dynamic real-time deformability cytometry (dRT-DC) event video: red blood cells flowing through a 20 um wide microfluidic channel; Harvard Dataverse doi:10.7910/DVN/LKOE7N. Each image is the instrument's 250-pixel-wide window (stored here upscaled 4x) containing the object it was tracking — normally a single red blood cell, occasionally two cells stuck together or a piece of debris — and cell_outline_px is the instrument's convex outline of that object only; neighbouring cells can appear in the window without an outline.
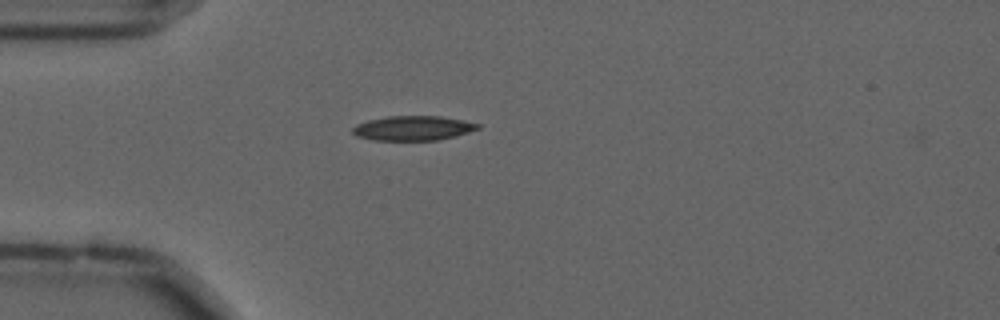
{"species": "common noctule bat (a hibernating species)", "species_latin": "Nyctalus noctula", "temperature_condition": "cold", "stored_images_in_passage": 26, "camera_frame_rate_fps": 3000, "um_per_image_px": 0.085, "animal": {"sex": "male", "forearm_length_mm": 52.5}, "frame": {"image": 1, "passage_image": 1, "time_ms": 0.0, "image_size_px": [1000, 320], "cell_outline_px": [[480, 128], [456, 136], [436, 140], [372, 140], [356, 136], [352, 132], [352, 128], [356, 124], [368, 120], [388, 116], [440, 116], [480, 124]], "centroid_in_image_um": [35.07, 10.89], "position_along_channel_um": 49.9, "area_um2": 17.86}}
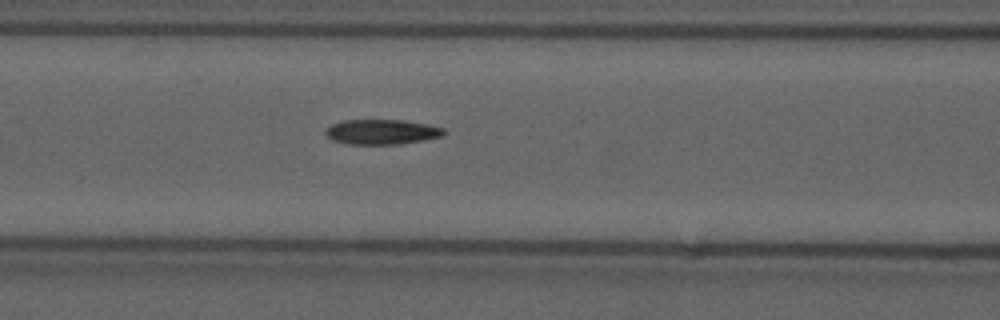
{"frame": {"image": 2, "passage_image": 9, "time_ms": 2.667, "image_size_px": [1000, 320], "cell_outline_px": [[448, 132], [444, 136], [424, 140], [400, 144], [348, 144], [332, 140], [324, 132], [332, 124], [344, 120], [400, 120], [428, 124], [444, 128]], "centroid_in_image_um": [32.5, 11.21], "position_along_channel_um": 134.1, "area_um2": 17.28}}
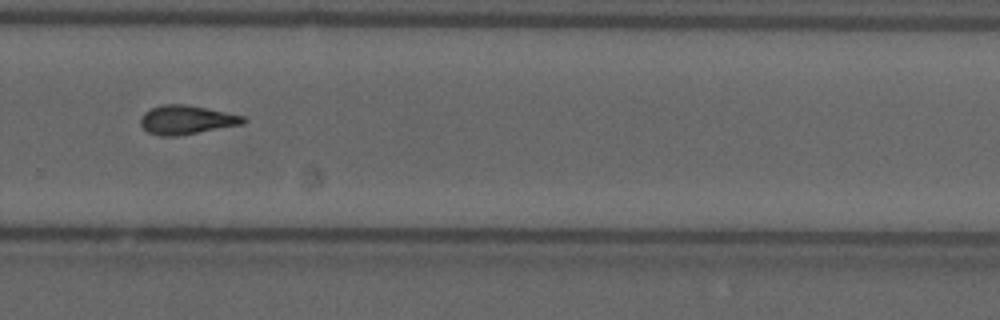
{"frame": {"image": 3, "passage_image": 24, "time_ms": 7.667, "image_size_px": [1000, 320], "cell_outline_px": [[248, 120], [244, 124], [176, 136], [160, 136], [148, 132], [140, 124], [140, 120], [144, 112], [160, 104], [184, 104], [208, 108], [244, 116]], "centroid_in_image_um": [15.86, 10.18], "position_along_channel_um": 313.9, "area_um2": 17.34}}